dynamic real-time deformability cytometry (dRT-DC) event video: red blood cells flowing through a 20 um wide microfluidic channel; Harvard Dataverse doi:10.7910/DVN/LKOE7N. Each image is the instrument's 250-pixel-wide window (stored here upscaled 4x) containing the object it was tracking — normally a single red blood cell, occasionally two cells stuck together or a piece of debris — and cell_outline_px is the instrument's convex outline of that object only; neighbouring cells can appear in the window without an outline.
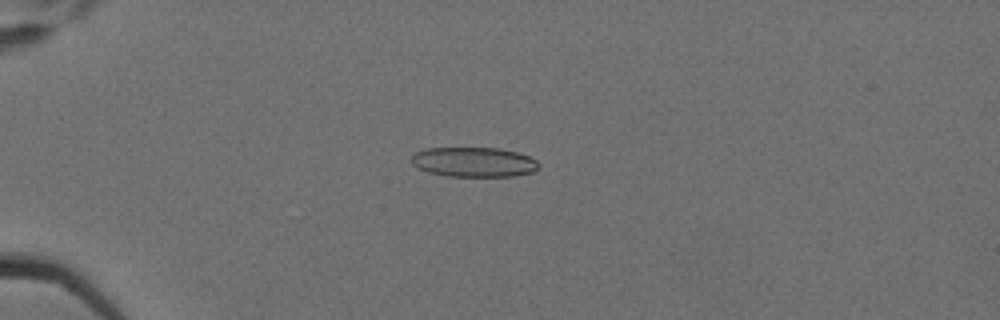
{"species": "Egyptian fruit bat (a non-hibernating species)", "species_latin": "Rousettus aegyptiacus", "temperature_condition": "cold", "stored_images_in_passage": 2, "camera_frame_rate_fps": 3000, "um_per_image_px": 0.085, "animal": {"sex": "female"}, "frame": {"image": 1, "passage_image": 2, "time_ms": 0.333, "image_size_px": [1000, 320], "cell_outline_px": [[540, 164], [532, 172], [512, 176], [448, 176], [428, 172], [412, 164], [412, 156], [416, 152], [424, 148], [500, 148], [516, 152], [528, 156], [536, 160]], "centroid_in_image_um": [40.27, 13.77], "position_along_channel_um": 44.7, "area_um2": 21.91}}